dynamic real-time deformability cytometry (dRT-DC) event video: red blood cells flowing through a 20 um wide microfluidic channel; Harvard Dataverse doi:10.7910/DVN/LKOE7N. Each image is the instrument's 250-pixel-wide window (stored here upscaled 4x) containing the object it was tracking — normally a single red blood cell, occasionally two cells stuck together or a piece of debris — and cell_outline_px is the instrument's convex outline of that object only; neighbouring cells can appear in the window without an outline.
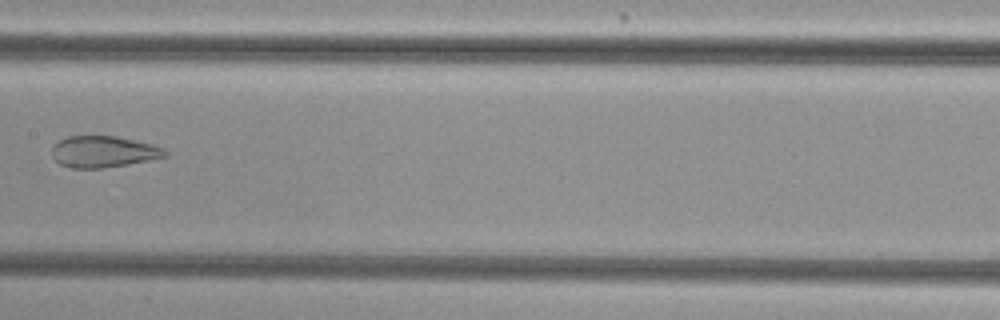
{"species": "common noctule bat (a hibernating species)", "species_latin": "Nyctalus noctula", "temperature_condition": "cold", "stored_images_in_passage": 5, "camera_frame_rate_fps": 3000, "um_per_image_px": 0.085, "animal": {"sex": "female", "body_mass_g": 29.2, "forearm_length_mm": 56.3}, "frame": {"image": 1, "passage_image": 5, "time_ms": 1.333, "image_size_px": [1000, 320], "cell_outline_px": [[168, 156], [148, 160], [104, 168], [72, 168], [60, 164], [52, 156], [52, 148], [60, 140], [68, 136], [116, 136], [164, 148], [168, 152]], "centroid_in_image_um": [8.78, 12.9], "position_along_channel_um": 198.6, "area_um2": 20.4}}